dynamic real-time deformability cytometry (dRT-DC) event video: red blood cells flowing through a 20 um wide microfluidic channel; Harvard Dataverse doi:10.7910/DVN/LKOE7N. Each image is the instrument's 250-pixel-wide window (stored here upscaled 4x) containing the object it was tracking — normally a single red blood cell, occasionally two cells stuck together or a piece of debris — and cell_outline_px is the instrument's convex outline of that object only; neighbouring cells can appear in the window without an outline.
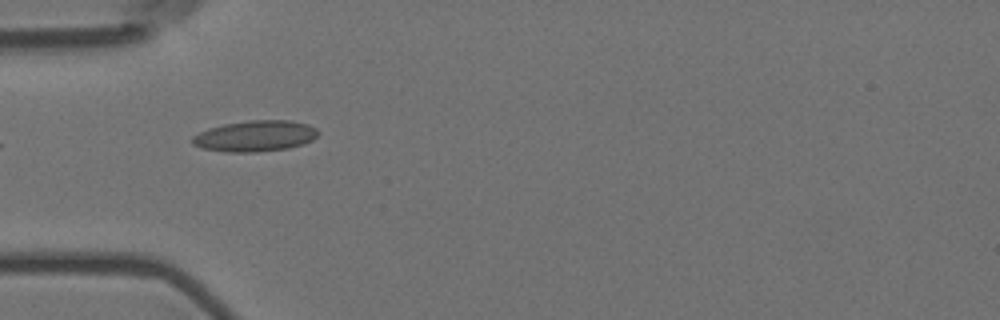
{"species": "Egyptian fruit bat (a non-hibernating species)", "species_latin": "Rousettus aegyptiacus", "temperature_condition": "room temperature", "stored_images_in_passage": 2, "camera_frame_rate_fps": 3000, "um_per_image_px": 0.085, "animal": {"sex": "female"}, "frame": {"image": 1, "passage_image": 1, "time_ms": 0.0, "image_size_px": [1000, 320], "cell_outline_px": [[320, 132], [312, 140], [304, 144], [288, 148], [256, 152], [228, 152], [204, 148], [192, 144], [192, 136], [208, 128], [224, 124], [248, 120], [288, 120], [308, 124], [316, 128]], "centroid_in_image_um": [21.71, 11.55], "position_along_channel_um": 63.3, "area_um2": 22.72}}
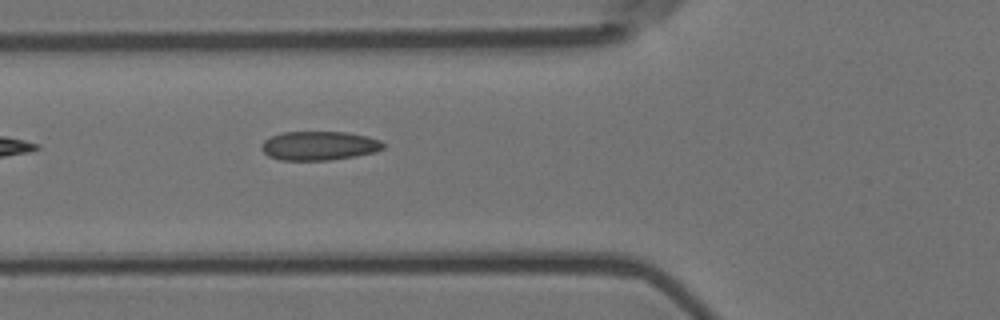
{"frame": {"image": 2, "passage_image": 2, "time_ms": 0.333, "image_size_px": [1000, 320], "cell_outline_px": [[384, 148], [376, 152], [356, 156], [328, 160], [280, 160], [268, 156], [260, 148], [260, 144], [264, 140], [272, 136], [284, 132], [348, 132], [368, 136], [380, 140], [384, 144]], "centroid_in_image_um": [27.13, 12.39], "position_along_channel_um": 98.7, "area_um2": 20.69}}